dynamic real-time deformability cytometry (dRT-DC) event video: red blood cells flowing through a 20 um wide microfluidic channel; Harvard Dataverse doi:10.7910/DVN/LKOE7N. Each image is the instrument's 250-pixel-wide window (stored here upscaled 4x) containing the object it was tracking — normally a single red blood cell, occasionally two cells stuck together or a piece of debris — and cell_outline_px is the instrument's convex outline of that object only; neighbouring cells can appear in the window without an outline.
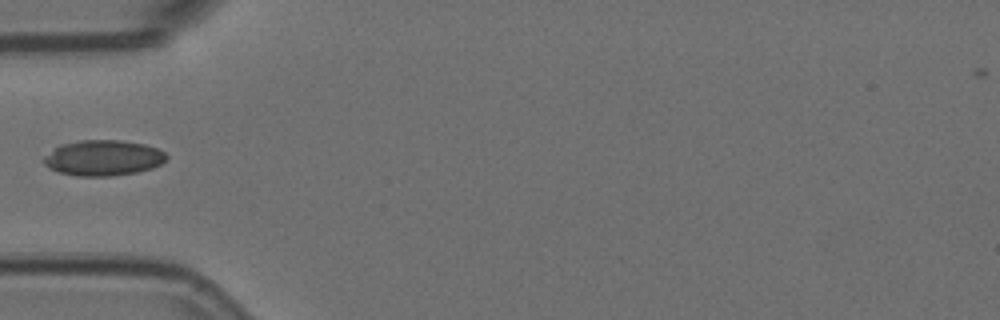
{"species": "Egyptian fruit bat (a non-hibernating species)", "species_latin": "Rousettus aegyptiacus", "temperature_condition": "room temperature", "stored_images_in_passage": 7, "camera_frame_rate_fps": 3000, "um_per_image_px": 0.085, "animal": {"sex": "female"}, "frame": {"image": 1, "passage_image": 1, "time_ms": 0.0, "image_size_px": [1000, 320], "cell_outline_px": [[168, 160], [152, 168], [136, 172], [112, 176], [76, 176], [56, 172], [48, 168], [44, 164], [44, 156], [52, 148], [60, 144], [80, 140], [120, 140], [144, 144], [156, 148], [164, 152], [168, 156]], "centroid_in_image_um": [8.74, 13.42], "position_along_channel_um": 76.3, "area_um2": 25.72}}
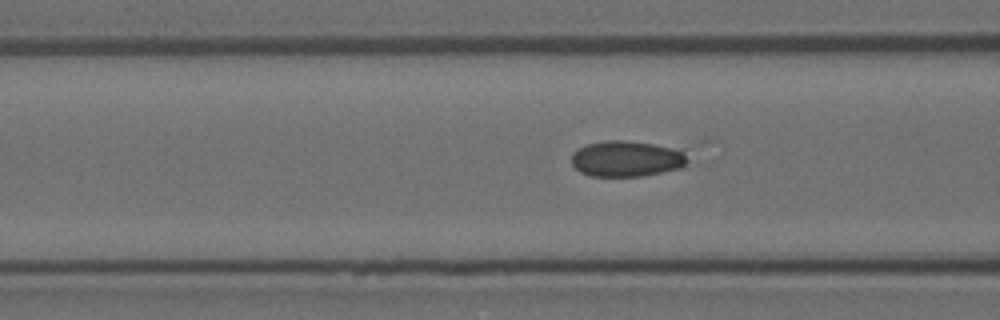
{"frame": {"image": 2, "passage_image": 4, "time_ms": 1.0, "image_size_px": [1000, 320], "cell_outline_px": [[688, 160], [684, 168], [644, 176], [588, 176], [580, 172], [572, 164], [572, 152], [588, 144], [604, 140], [624, 140], [652, 144], [672, 148], [684, 152]], "centroid_in_image_um": [53.27, 13.51], "position_along_channel_um": 113.3, "area_um2": 24.33}}